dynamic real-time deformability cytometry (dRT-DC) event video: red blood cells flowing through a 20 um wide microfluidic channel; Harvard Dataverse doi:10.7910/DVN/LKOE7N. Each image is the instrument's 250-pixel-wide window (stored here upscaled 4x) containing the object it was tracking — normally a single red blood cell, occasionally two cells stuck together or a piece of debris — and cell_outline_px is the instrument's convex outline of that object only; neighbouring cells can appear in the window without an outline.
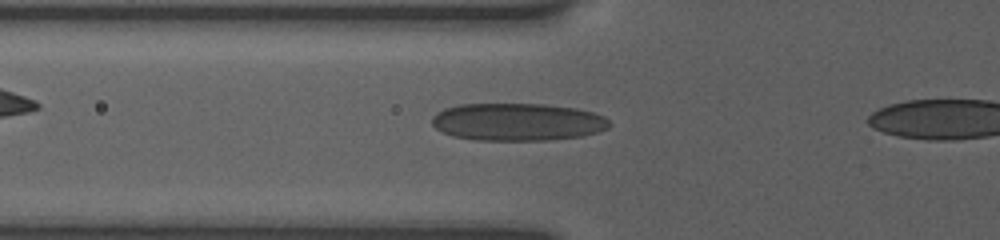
{"species": "human", "species_latin": "Homo sapiens", "temperature_condition": "room temperature", "stored_images_in_passage": 9, "camera_frame_rate_fps": 3000, "um_per_image_px": 0.085, "donor": {"sex": "female"}, "frame": {"image": 1, "passage_image": 7, "time_ms": 2.333, "image_size_px": [1000, 240], "cell_outline_px": [[612, 124], [608, 128], [600, 132], [580, 136], [548, 140], [476, 140], [452, 136], [436, 128], [432, 124], [432, 116], [436, 112], [444, 108], [460, 104], [544, 104], [576, 108], [592, 112], [604, 116]], "centroid_in_image_um": [43.99, 10.36], "position_along_channel_um": 81.8, "area_um2": 39.02}}